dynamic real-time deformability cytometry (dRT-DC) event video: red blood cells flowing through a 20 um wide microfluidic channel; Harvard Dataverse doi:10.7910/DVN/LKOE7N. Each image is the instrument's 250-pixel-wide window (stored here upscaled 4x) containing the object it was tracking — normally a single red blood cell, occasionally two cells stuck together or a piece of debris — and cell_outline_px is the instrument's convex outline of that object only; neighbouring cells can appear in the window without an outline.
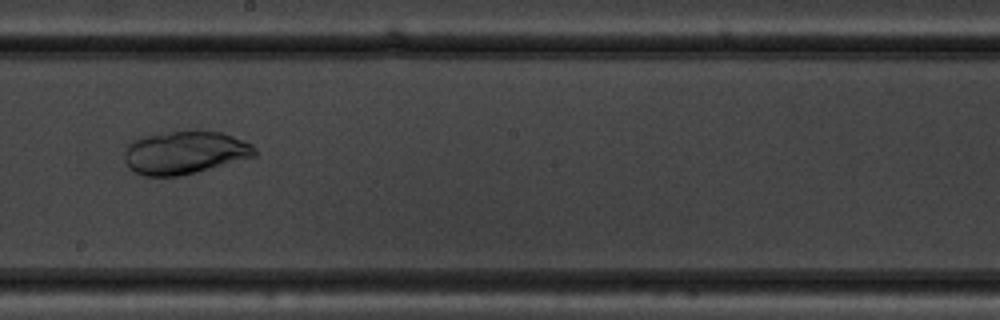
{"species": "common noctule bat (a hibernating species)", "species_latin": "Nyctalus noctula", "temperature_condition": "warm", "stored_images_in_passage": 42, "camera_frame_rate_fps": 3000, "um_per_image_px": 0.085, "animal": {"sex": "male", "body_mass_g": 19.5, "forearm_length_mm": 54.6}, "frame": {"image": 1, "passage_image": 19, "time_ms": 6.0, "image_size_px": [1000, 320], "cell_outline_px": [[256, 156], [196, 172], [180, 176], [144, 176], [128, 168], [124, 160], [124, 152], [128, 144], [144, 136], [172, 132], [220, 132], [244, 140], [252, 144], [256, 148]], "centroid_in_image_um": [15.7, 12.99], "position_along_channel_um": 232.5, "area_um2": 32.25}}
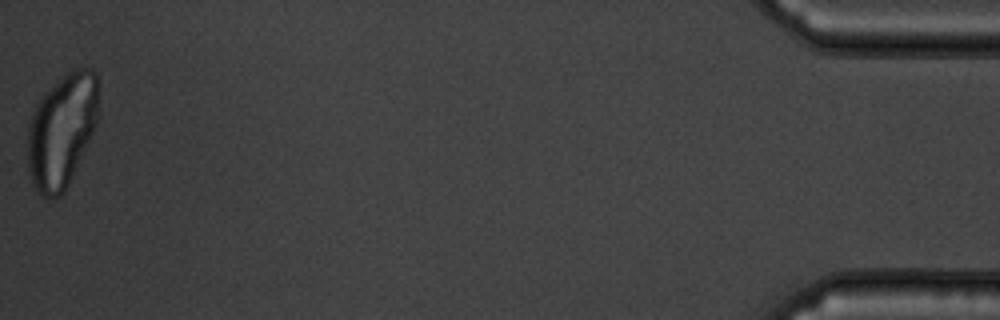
{"frame": {"image": 2, "passage_image": 42, "time_ms": 13.667, "image_size_px": [1000, 320], "cell_outline_px": [[96, 124], [68, 184], [64, 192], [60, 196], [52, 200], [40, 196], [36, 192], [32, 184], [28, 168], [28, 128], [32, 112], [36, 104], [44, 92], [68, 72], [76, 68], [92, 68], [96, 72]], "centroid_in_image_um": [5.2, 11.14], "position_along_channel_um": 430.0, "area_um2": 46.53}}